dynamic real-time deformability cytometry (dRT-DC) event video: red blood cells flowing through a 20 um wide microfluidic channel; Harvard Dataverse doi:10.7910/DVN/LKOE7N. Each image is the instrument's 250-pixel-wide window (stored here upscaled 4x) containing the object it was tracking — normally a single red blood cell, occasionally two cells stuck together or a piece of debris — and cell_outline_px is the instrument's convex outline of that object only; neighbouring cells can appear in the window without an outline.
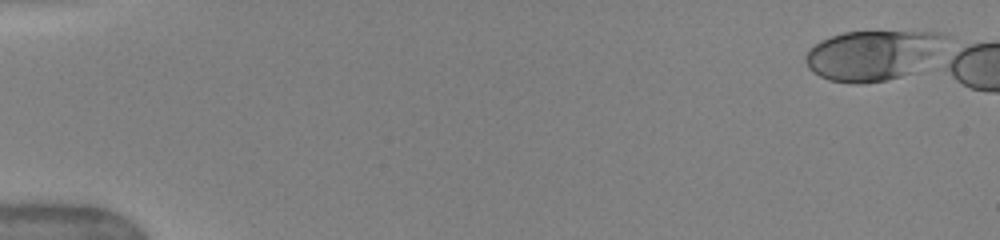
{"species": "human", "species_latin": "Homo sapiens", "temperature_condition": "warm", "stored_images_in_passage": 1, "camera_frame_rate_fps": 3000, "um_per_image_px": 0.085, "donor": {"sex": "female"}, "frame": {"image": 1, "passage_image": 1, "time_ms": 0.0, "image_size_px": [1000, 240], "cell_outline_px": [[948, 36], [916, 72], [884, 80], [864, 84], [856, 84], [828, 80], [812, 72], [808, 68], [804, 60], [804, 56], [820, 40], [844, 32], [940, 32]], "centroid_in_image_um": [74.08, 4.7], "position_along_channel_um": 10.9, "area_um2": 40.06}}